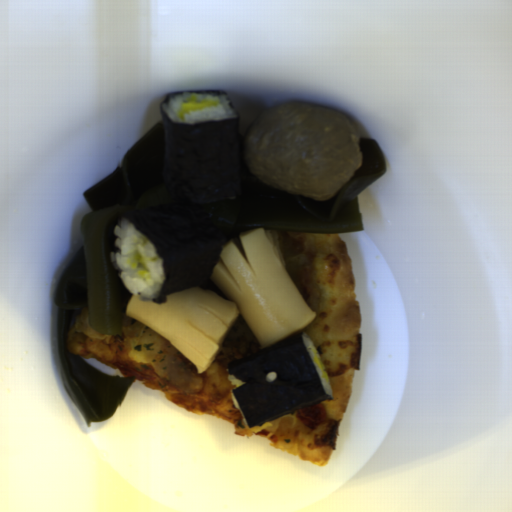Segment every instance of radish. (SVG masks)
Here are the masks:
<instances>
[{"label": "radish", "instance_id": "obj_1", "mask_svg": "<svg viewBox=\"0 0 512 512\" xmlns=\"http://www.w3.org/2000/svg\"><path fill=\"white\" fill-rule=\"evenodd\" d=\"M219 105V102L215 99L208 100H190L182 105L179 110V118L184 120L186 114H189L193 111H201L210 107H216Z\"/></svg>", "mask_w": 512, "mask_h": 512}, {"label": "radish", "instance_id": "obj_2", "mask_svg": "<svg viewBox=\"0 0 512 512\" xmlns=\"http://www.w3.org/2000/svg\"><path fill=\"white\" fill-rule=\"evenodd\" d=\"M127 263L132 266L134 269L140 266V269L138 270L137 274L140 277H150L151 275V269L149 265L147 264L144 256L139 252L132 255Z\"/></svg>", "mask_w": 512, "mask_h": 512}, {"label": "radish", "instance_id": "obj_3", "mask_svg": "<svg viewBox=\"0 0 512 512\" xmlns=\"http://www.w3.org/2000/svg\"><path fill=\"white\" fill-rule=\"evenodd\" d=\"M313 354H314L313 360H314L316 366L318 367V369L322 373L321 377L324 379V381L326 383H329L330 382V377L328 375L327 369H326V367H325V365H324L320 355L318 354L317 350L313 349Z\"/></svg>", "mask_w": 512, "mask_h": 512}]
</instances>
